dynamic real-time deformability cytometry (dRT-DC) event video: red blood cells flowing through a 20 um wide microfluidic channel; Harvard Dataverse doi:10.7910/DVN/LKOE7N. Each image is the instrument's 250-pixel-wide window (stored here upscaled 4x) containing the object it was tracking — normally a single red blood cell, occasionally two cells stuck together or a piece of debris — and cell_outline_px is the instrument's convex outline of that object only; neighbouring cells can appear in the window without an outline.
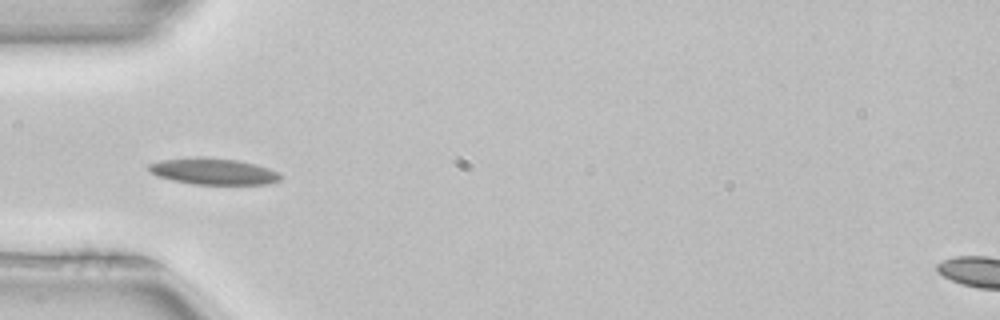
{"species": "common noctule bat (a hibernating species)", "species_latin": "Nyctalus noctula", "temperature_condition": "room temperature", "stored_images_in_passage": 5, "camera_frame_rate_fps": 3000, "um_per_image_px": 0.085, "animal": {"sex": "female", "body_mass_g": 22.7, "forearm_length_mm": 54.2}, "frame": {"image": 1, "passage_image": 2, "time_ms": 0.333, "image_size_px": [1000, 320], "cell_outline_px": [[280, 180], [268, 184], [192, 184], [172, 180], [156, 176], [148, 168], [148, 164], [160, 160], [196, 156], [240, 160], [256, 164], [268, 168], [276, 172], [280, 176]], "centroid_in_image_um": [18.1, 14.55], "position_along_channel_um": 66.9, "area_um2": 20.29}}